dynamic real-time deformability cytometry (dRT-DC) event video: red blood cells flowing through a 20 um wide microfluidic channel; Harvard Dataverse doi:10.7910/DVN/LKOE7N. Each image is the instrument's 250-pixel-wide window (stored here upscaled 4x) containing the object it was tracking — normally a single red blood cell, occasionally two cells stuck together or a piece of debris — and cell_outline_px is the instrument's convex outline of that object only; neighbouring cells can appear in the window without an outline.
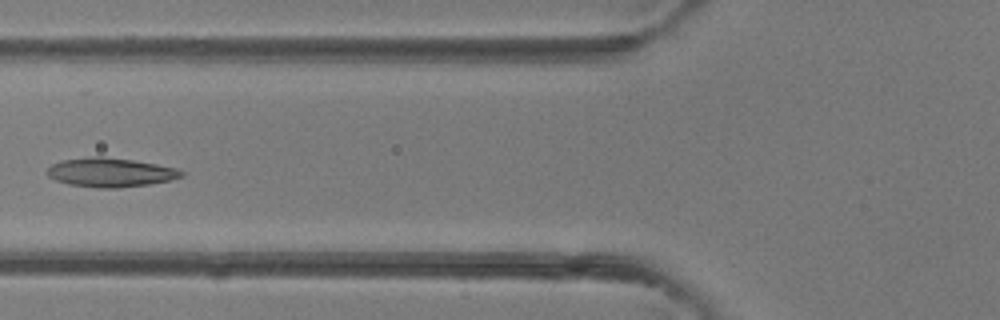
{"species": "common noctule bat (a hibernating species)", "species_latin": "Nyctalus noctula", "temperature_condition": "room temperature", "stored_images_in_passage": 4, "camera_frame_rate_fps": 3000, "um_per_image_px": 0.085, "animal": {"sex": "female"}, "frame": {"image": 1, "passage_image": 4, "time_ms": 3.333, "image_size_px": [1000, 320], "cell_outline_px": [[184, 176], [168, 180], [148, 184], [120, 188], [96, 188], [68, 184], [56, 180], [48, 176], [48, 168], [52, 164], [60, 160], [88, 156], [104, 156], [132, 160], [156, 164], [176, 168], [184, 172]], "centroid_in_image_um": [9.36, 14.65], "position_along_channel_um": 116.4, "area_um2": 22.77}}